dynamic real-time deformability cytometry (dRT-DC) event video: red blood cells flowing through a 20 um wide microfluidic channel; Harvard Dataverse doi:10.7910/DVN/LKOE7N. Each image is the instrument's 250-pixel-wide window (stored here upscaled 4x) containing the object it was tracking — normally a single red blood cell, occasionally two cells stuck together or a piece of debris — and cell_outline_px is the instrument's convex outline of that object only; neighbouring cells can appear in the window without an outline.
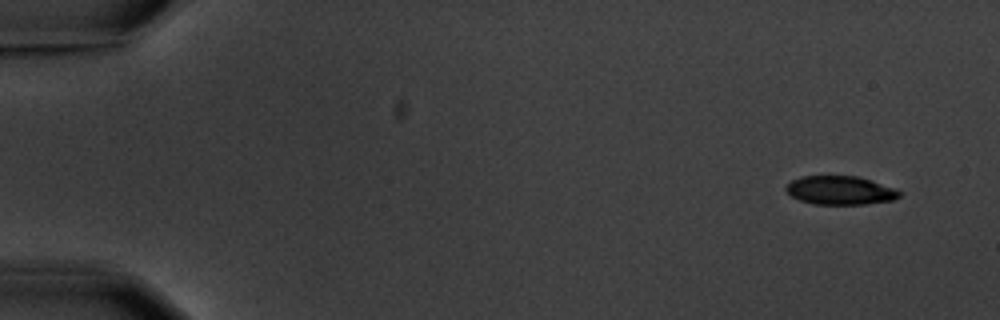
{"species": "common noctule bat (a hibernating species)", "species_latin": "Nyctalus noctula", "temperature_condition": "warm", "stored_images_in_passage": 4, "camera_frame_rate_fps": 3000, "um_per_image_px": 0.085, "animal": {"sex": "male", "body_mass_g": 20.1, "forearm_length_mm": 53.5}, "frame": {"image": 1, "passage_image": 1, "time_ms": 0.0, "image_size_px": [1000, 320], "cell_outline_px": [[900, 196], [892, 200], [864, 204], [812, 204], [800, 200], [792, 196], [784, 188], [792, 180], [800, 176], [856, 176], [872, 180], [892, 188], [900, 192]], "centroid_in_image_um": [71.38, 16.17], "position_along_channel_um": 13.6, "area_um2": 18.73}}
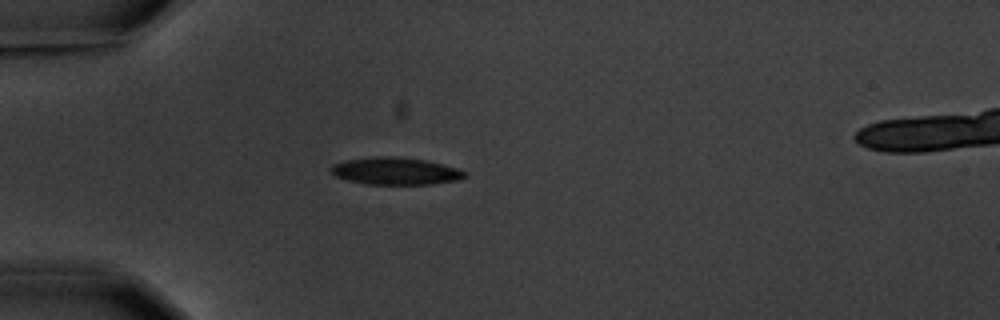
{"frame": {"image": 2, "passage_image": 4, "time_ms": 4.333, "image_size_px": [1000, 320], "cell_outline_px": [[468, 176], [460, 180], [432, 184], [368, 184], [348, 180], [336, 176], [332, 172], [332, 164], [344, 160], [376, 156], [392, 156], [424, 160], [456, 168], [468, 172]], "centroid_in_image_um": [33.65, 14.54], "position_along_channel_um": 51.4, "area_um2": 21.15}}